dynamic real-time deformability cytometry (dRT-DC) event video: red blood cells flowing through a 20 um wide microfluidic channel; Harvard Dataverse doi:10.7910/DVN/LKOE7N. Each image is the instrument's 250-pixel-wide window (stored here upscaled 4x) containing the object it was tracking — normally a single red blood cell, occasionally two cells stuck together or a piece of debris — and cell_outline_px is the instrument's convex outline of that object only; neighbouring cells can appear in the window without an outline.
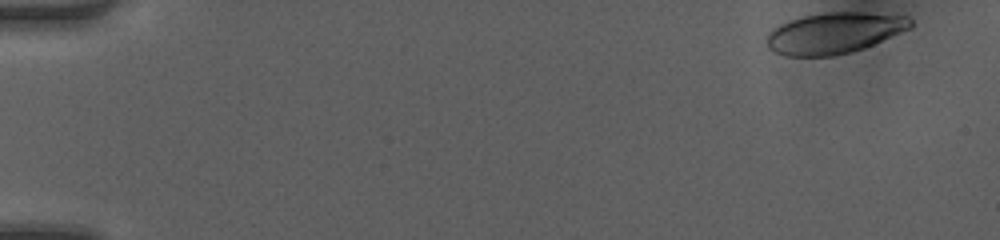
{"species": "human", "species_latin": "Homo sapiens", "temperature_condition": "room temperature", "stored_images_in_passage": 10, "segment_of_instrument_passage": [1, 2], "camera_frame_rate_fps": 3000, "um_per_image_px": 0.085, "donor": {"sex": "female"}, "frame": {"image": 1, "passage_image": 1, "time_ms": 0.0, "image_size_px": [1000, 240], "cell_outline_px": [[912, 28], [864, 48], [832, 56], [784, 56], [768, 48], [768, 32], [772, 28], [788, 20], [804, 16], [824, 12], [864, 12], [908, 16], [912, 20]], "centroid_in_image_um": [70.92, 2.8], "position_along_channel_um": 14.1, "area_um2": 34.45}}
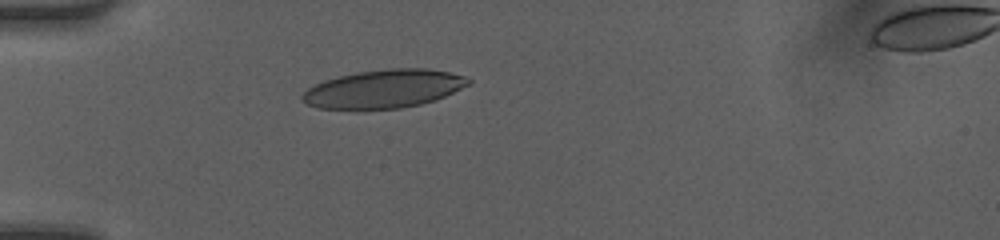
{"frame": {"image": 2, "passage_image": 9, "time_ms": 2.667, "image_size_px": [1000, 240], "cell_outline_px": [[472, 84], [436, 100], [420, 104], [400, 108], [316, 108], [300, 100], [300, 96], [308, 88], [324, 80], [356, 72], [388, 68], [428, 68], [468, 76], [472, 80]], "centroid_in_image_um": [32.68, 7.53], "position_along_channel_um": 52.3, "area_um2": 37.11}}